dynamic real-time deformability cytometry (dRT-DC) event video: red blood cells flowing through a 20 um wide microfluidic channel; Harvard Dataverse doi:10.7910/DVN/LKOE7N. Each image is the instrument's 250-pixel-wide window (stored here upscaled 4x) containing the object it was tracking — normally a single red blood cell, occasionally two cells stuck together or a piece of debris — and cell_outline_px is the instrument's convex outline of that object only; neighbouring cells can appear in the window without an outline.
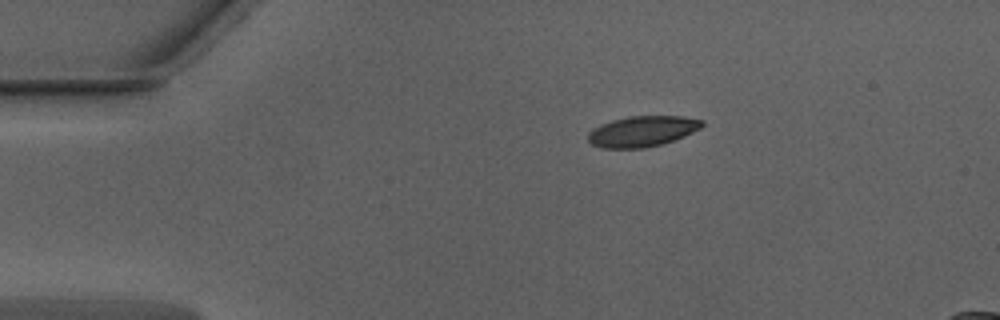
{"species": "Egyptian fruit bat (a non-hibernating species)", "species_latin": "Rousettus aegyptiacus", "temperature_condition": "warm", "stored_images_in_passage": 44, "segment_of_instrument_passage": [1, 2], "camera_frame_rate_fps": 3000, "um_per_image_px": 0.085, "animal": {"sex": "male"}, "frame": {"image": 1, "passage_image": 1, "time_ms": 0.0, "image_size_px": [1000, 320], "cell_outline_px": [[704, 124], [700, 128], [684, 136], [660, 144], [644, 148], [600, 148], [592, 144], [588, 140], [588, 132], [592, 128], [600, 124], [612, 120], [628, 116], [684, 116], [704, 120]], "centroid_in_image_um": [54.57, 11.15], "position_along_channel_um": 30.4, "area_um2": 20.4}}
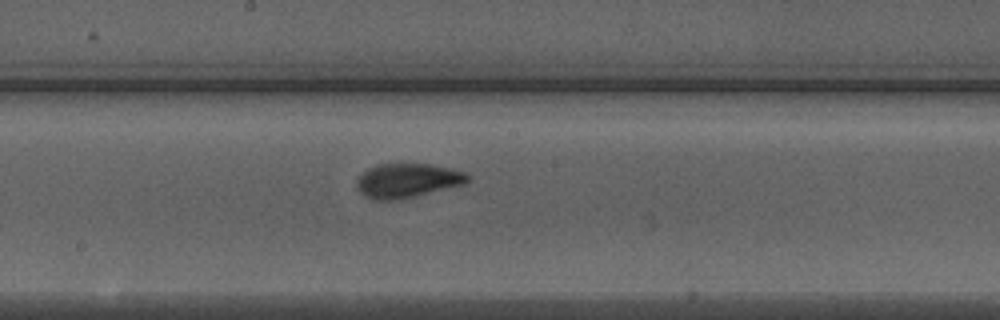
{"frame": {"image": 2, "passage_image": 19, "time_ms": 6.0, "image_size_px": [1000, 320], "cell_outline_px": [[472, 180], [464, 184], [412, 196], [392, 200], [376, 200], [364, 196], [356, 188], [356, 180], [368, 168], [376, 164], [400, 160], [432, 164], [452, 168], [468, 172], [472, 176]], "centroid_in_image_um": [34.65, 15.27], "position_along_channel_um": 213.5, "area_um2": 23.0}}
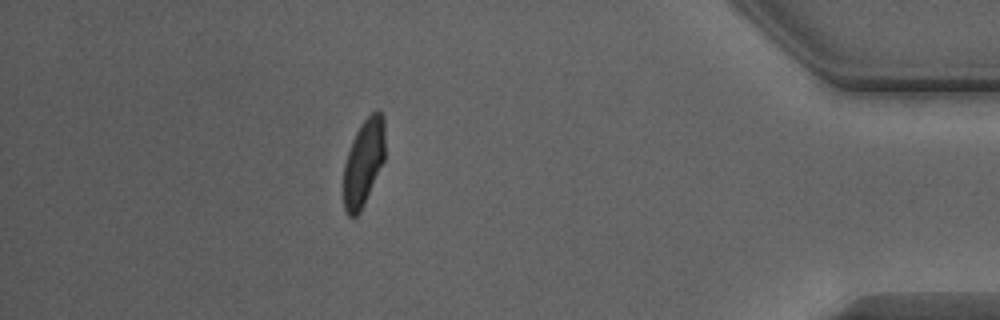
{"frame": {"image": 3, "passage_image": 37, "time_ms": 12.0, "image_size_px": [1000, 320], "cell_outline_px": [[384, 160], [364, 204], [360, 212], [356, 216], [348, 216], [344, 208], [344, 164], [352, 140], [360, 124], [372, 112], [380, 112], [384, 116]], "centroid_in_image_um": [30.9, 13.81], "position_along_channel_um": 404.3, "area_um2": 20.69}}